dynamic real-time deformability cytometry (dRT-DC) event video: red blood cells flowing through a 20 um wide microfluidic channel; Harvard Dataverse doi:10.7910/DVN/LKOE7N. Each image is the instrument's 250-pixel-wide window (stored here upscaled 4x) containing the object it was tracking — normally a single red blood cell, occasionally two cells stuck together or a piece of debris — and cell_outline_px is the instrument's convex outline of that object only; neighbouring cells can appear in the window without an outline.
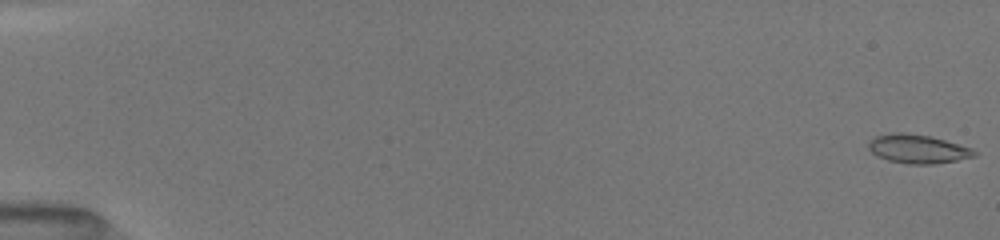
{"species": "common noctule bat (a hibernating species)", "species_latin": "Nyctalus noctula", "temperature_condition": "room temperature", "stored_images_in_passage": 45, "camera_frame_rate_fps": 3000, "um_per_image_px": 0.085, "animal": {"sex": "female", "body_mass_g": 19.5, "forearm_length_mm": 54.1}, "frame": {"image": 1, "passage_image": 1, "time_ms": 0.0, "image_size_px": [1000, 240], "cell_outline_px": [[976, 156], [956, 160], [932, 164], [908, 164], [888, 160], [872, 152], [868, 148], [868, 144], [876, 136], [892, 132], [904, 132], [932, 136], [972, 148], [976, 152]], "centroid_in_image_um": [78.02, 12.65], "position_along_channel_um": 7.0, "area_um2": 17.63}}
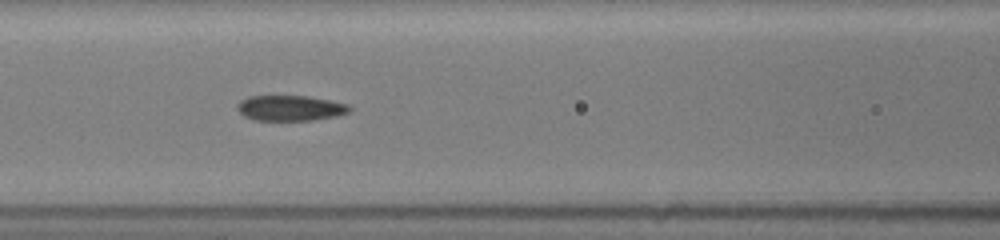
{"frame": {"image": 2, "passage_image": 38, "time_ms": 7.667, "image_size_px": [1000, 240], "cell_outline_px": [[352, 108], [348, 112], [336, 116], [312, 120], [256, 120], [244, 116], [236, 108], [236, 104], [240, 100], [248, 96], [308, 96], [348, 104]], "centroid_in_image_um": [24.64, 9.18], "position_along_channel_um": 142.0, "area_um2": 16.59}}
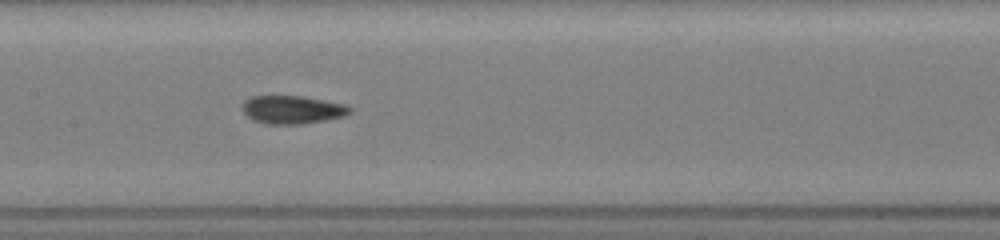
{"frame": {"image": 3, "passage_image": 44, "time_ms": 8.667, "image_size_px": [1000, 240], "cell_outline_px": [[352, 112], [344, 116], [304, 124], [268, 124], [252, 120], [244, 112], [244, 100], [252, 96], [300, 96], [324, 100], [344, 104], [352, 108]], "centroid_in_image_um": [24.87, 9.32], "position_along_channel_um": 182.5, "area_um2": 17.51}}